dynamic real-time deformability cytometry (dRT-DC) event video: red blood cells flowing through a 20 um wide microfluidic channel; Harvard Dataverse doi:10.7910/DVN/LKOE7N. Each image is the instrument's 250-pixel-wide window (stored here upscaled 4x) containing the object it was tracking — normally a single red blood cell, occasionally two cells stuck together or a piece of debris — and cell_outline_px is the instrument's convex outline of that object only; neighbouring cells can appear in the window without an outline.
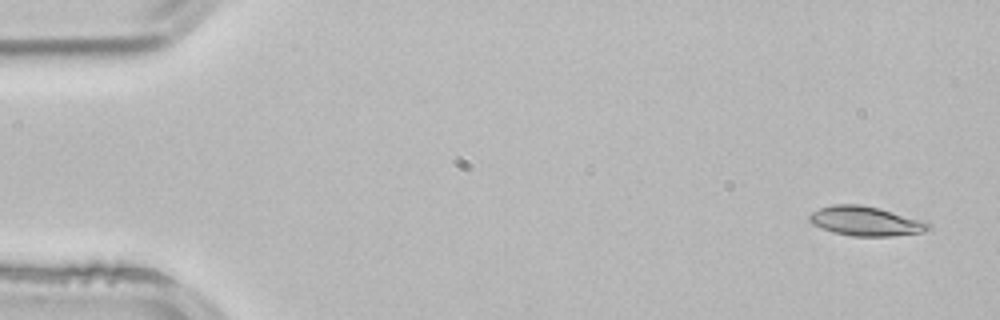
{"species": "common noctule bat (a hibernating species)", "species_latin": "Nyctalus noctula", "temperature_condition": "room temperature", "stored_images_in_passage": 4, "camera_frame_rate_fps": 3000, "um_per_image_px": 0.085, "animal": {"sex": "male", "body_mass_g": 21.5, "forearm_length_mm": 52.0}, "frame": {"image": 1, "passage_image": 1, "time_ms": 0.0, "image_size_px": [1000, 320], "cell_outline_px": [[932, 228], [924, 232], [888, 236], [852, 236], [832, 232], [812, 224], [808, 220], [808, 216], [812, 212], [820, 208], [832, 204], [860, 204], [880, 208], [924, 220]], "centroid_in_image_um": [73.57, 18.79], "position_along_channel_um": 11.4, "area_um2": 20.52}}